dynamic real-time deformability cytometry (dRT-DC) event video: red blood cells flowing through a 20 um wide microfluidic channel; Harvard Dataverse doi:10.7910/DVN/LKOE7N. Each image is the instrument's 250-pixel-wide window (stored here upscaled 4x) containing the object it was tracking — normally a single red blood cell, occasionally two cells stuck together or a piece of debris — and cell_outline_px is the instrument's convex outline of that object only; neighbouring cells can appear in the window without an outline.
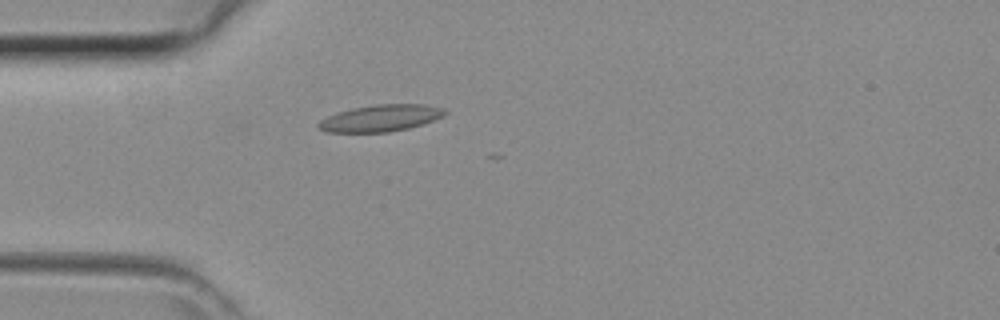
{"species": "common noctule bat (a hibernating species)", "species_latin": "Nyctalus noctula", "temperature_condition": "room temperature", "stored_images_in_passage": 4, "camera_frame_rate_fps": 3000, "um_per_image_px": 0.085, "animal": {"sex": "female", "body_mass_g": 29.2, "forearm_length_mm": 56.3}, "frame": {"image": 1, "passage_image": 2, "time_ms": 0.333, "image_size_px": [1000, 320], "cell_outline_px": [[448, 112], [444, 116], [424, 124], [408, 128], [388, 132], [324, 132], [316, 128], [316, 124], [320, 120], [336, 112], [352, 108], [376, 104], [424, 104], [444, 108]], "centroid_in_image_um": [32.34, 10.04], "position_along_channel_um": 52.7, "area_um2": 19.94}}